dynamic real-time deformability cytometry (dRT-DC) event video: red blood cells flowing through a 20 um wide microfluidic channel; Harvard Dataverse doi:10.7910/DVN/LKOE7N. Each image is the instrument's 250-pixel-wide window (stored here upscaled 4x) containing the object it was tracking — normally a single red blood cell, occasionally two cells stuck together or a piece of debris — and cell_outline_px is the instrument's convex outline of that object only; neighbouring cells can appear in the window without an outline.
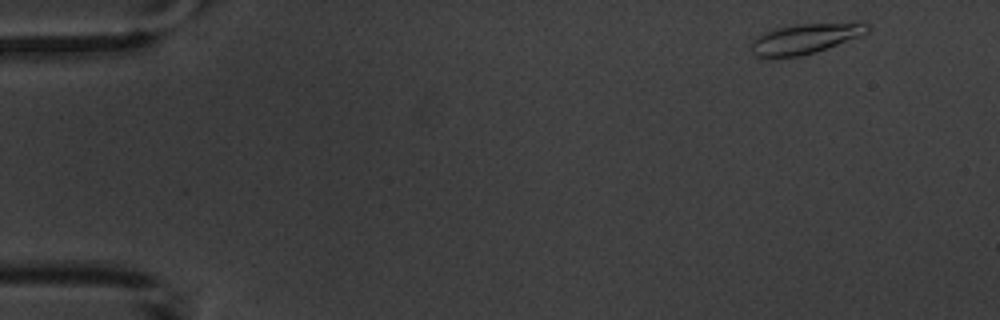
{"species": "common noctule bat (a hibernating species)", "species_latin": "Nyctalus noctula", "temperature_condition": "warm", "stored_images_in_passage": 4, "camera_frame_rate_fps": 3000, "um_per_image_px": 0.085, "animal": {"sex": "male", "body_mass_g": 20.1, "forearm_length_mm": 53.5}, "frame": {"image": 1, "passage_image": 1, "time_ms": 0.0, "image_size_px": [1000, 320], "cell_outline_px": [[872, 28], [868, 32], [860, 36], [816, 52], [800, 56], [756, 56], [752, 52], [752, 40], [756, 36], [764, 32], [776, 28], [796, 24], [856, 20], [864, 20]], "centroid_in_image_um": [68.58, 3.21], "position_along_channel_um": 16.4, "area_um2": 20.92}}